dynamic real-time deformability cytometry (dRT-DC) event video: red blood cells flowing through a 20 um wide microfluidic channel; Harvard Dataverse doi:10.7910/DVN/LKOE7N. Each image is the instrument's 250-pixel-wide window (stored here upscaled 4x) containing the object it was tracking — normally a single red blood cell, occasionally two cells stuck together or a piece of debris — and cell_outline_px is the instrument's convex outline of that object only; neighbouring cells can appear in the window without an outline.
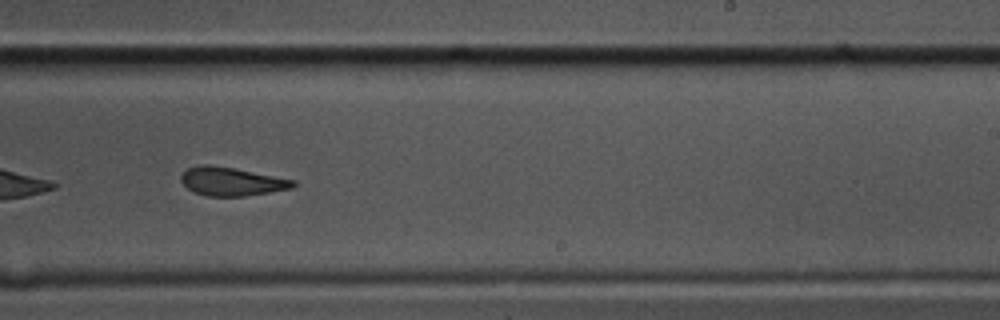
{"species": "common noctule bat (a hibernating species)", "species_latin": "Nyctalus noctula", "temperature_condition": "cold", "stored_images_in_passage": 39, "segment_of_instrument_passage": [2, 2], "camera_frame_rate_fps": 3000, "um_per_image_px": 0.085, "animal": {"sex": "male", "body_mass_g": 17.5, "forearm_length_mm": 52.3}, "frame": {"image": 1, "passage_image": 36, "time_ms": 11.667, "image_size_px": [1000, 320], "cell_outline_px": [[296, 184], [292, 188], [244, 196], [204, 196], [192, 192], [180, 180], [180, 176], [188, 168], [200, 164], [208, 164], [236, 168], [296, 180]], "centroid_in_image_um": [19.66, 15.42], "position_along_channel_um": 269.3, "area_um2": 18.73}}